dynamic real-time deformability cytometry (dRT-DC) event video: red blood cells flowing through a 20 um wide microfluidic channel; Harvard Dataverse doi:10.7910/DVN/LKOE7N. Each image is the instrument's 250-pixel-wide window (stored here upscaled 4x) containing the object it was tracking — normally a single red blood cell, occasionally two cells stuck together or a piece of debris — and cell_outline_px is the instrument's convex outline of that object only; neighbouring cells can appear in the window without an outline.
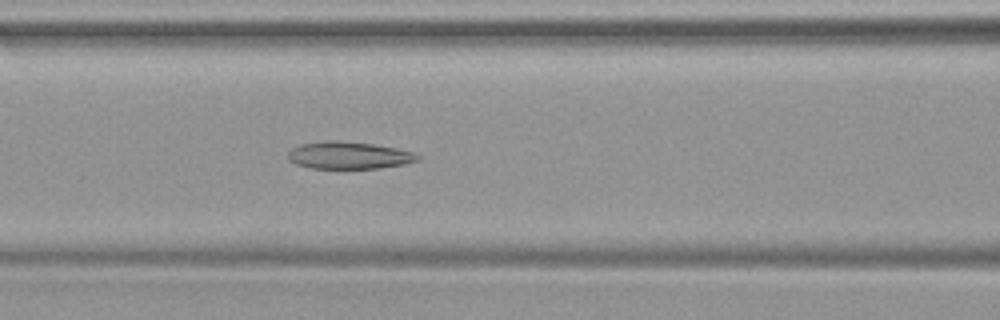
{"species": "common noctule bat (a hibernating species)", "species_latin": "Nyctalus noctula", "temperature_condition": "warm", "stored_images_in_passage": 48, "camera_frame_rate_fps": 3000, "um_per_image_px": 0.085, "animal": {"sex": "female", "body_mass_g": 19.9}, "frame": {"image": 1, "passage_image": 21, "time_ms": 6.667, "image_size_px": [1000, 320], "cell_outline_px": [[420, 160], [404, 164], [380, 168], [312, 168], [296, 164], [288, 160], [288, 152], [292, 148], [300, 144], [324, 140], [340, 140], [372, 144], [396, 148], [412, 152], [420, 156]], "centroid_in_image_um": [29.63, 13.19], "position_along_channel_um": 137.0, "area_um2": 20.63}}
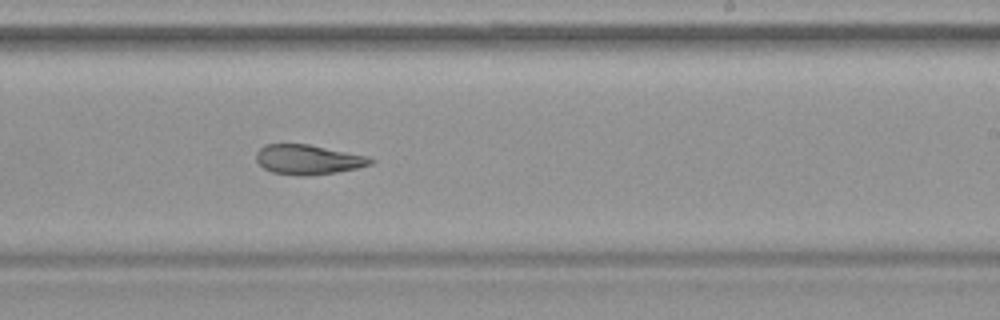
{"frame": {"image": 2, "passage_image": 30, "time_ms": 9.667, "image_size_px": [1000, 320], "cell_outline_px": [[376, 160], [372, 164], [356, 168], [336, 172], [308, 176], [300, 176], [272, 172], [264, 168], [256, 160], [256, 152], [264, 144], [308, 144], [368, 156]], "centroid_in_image_um": [26.19, 13.56], "position_along_channel_um": 262.8, "area_um2": 19.83}}
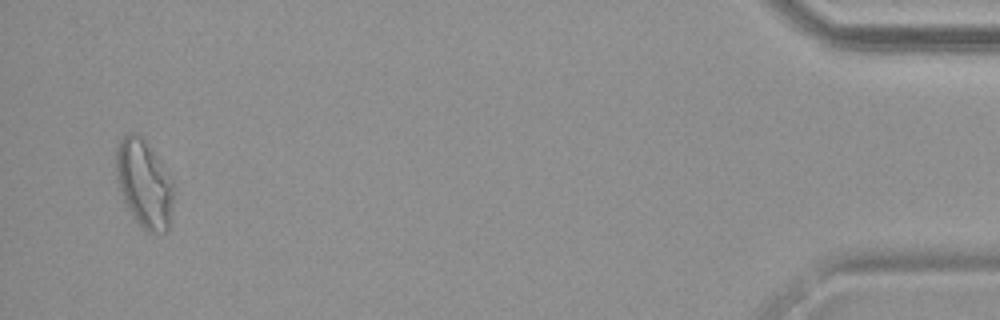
{"frame": {"image": 3, "passage_image": 47, "time_ms": 15.333, "image_size_px": [1000, 320], "cell_outline_px": [[172, 204], [168, 228], [164, 232], [152, 236], [132, 216], [120, 192], [116, 180], [116, 148], [120, 140], [128, 132], [136, 132], [152, 148], [172, 176]], "centroid_in_image_um": [12.25, 15.59], "position_along_channel_um": 423.0, "area_um2": 29.65}}